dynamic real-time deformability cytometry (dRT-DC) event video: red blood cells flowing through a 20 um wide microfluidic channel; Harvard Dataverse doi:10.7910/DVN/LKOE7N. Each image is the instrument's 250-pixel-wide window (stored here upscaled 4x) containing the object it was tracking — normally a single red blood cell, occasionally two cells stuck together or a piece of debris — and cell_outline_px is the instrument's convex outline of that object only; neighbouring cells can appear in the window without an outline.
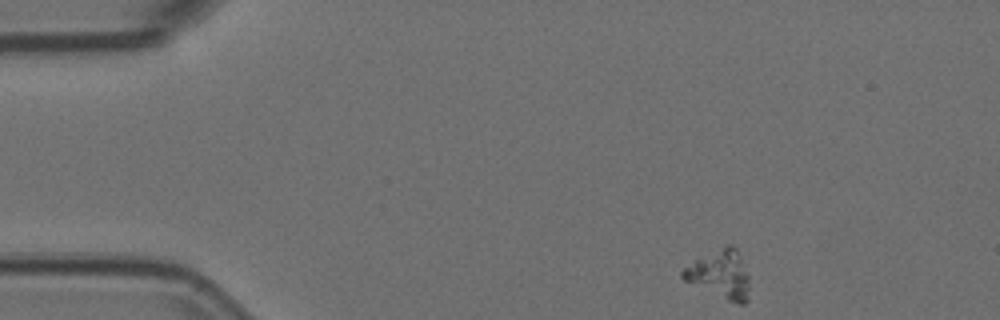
{"species": "Egyptian fruit bat (a non-hibernating species)", "species_latin": "Rousettus aegyptiacus", "temperature_condition": "room temperature", "stored_images_in_passage": 49, "camera_frame_rate_fps": 3000, "um_per_image_px": 0.085, "animal": {"sex": "female"}, "frame": {"image": 1, "passage_image": 1, "time_ms": 0.0, "image_size_px": [1000, 320], "cell_outline_px": [[748, 300], [744, 304], [740, 304], [728, 300], [684, 280], [680, 276], [680, 272], [684, 268], [696, 260], [728, 244], [732, 244], [736, 248], [740, 256], [748, 276]], "centroid_in_image_um": [61.22, 23.32], "position_along_channel_um": 23.8, "area_um2": 18.15}}
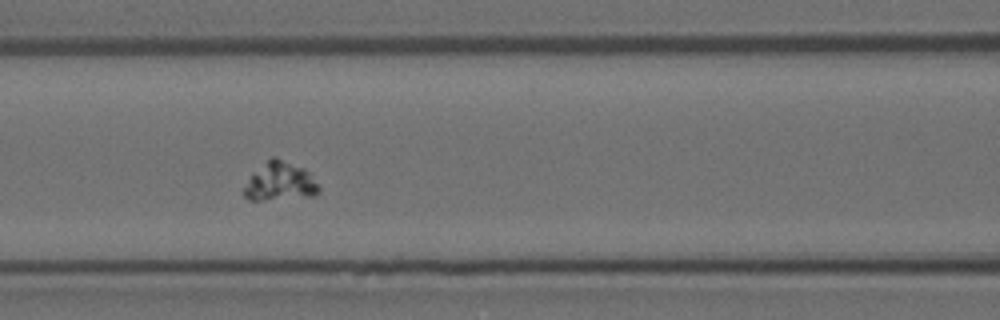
{"frame": {"image": 2, "passage_image": 17, "time_ms": 5.333, "image_size_px": [1000, 320], "cell_outline_px": [[320, 192], [316, 196], [264, 200], [248, 200], [244, 196], [244, 188], [252, 172], [272, 156], [276, 156], [304, 168], [308, 172], [320, 188]], "centroid_in_image_um": [23.79, 15.43], "position_along_channel_um": 142.8, "area_um2": 16.94}}
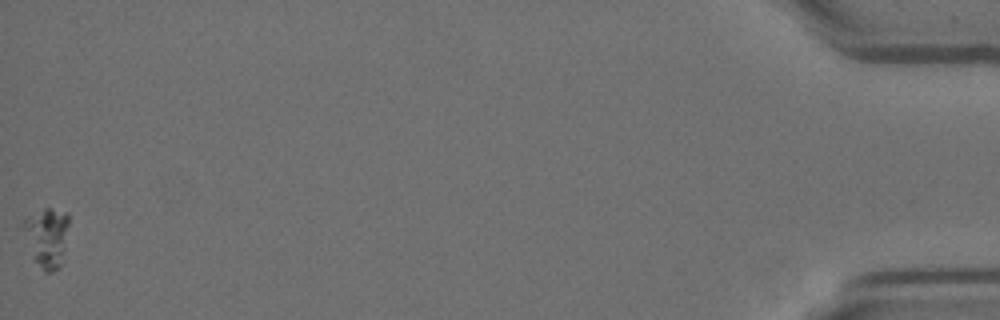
{"frame": {"image": 3, "passage_image": 49, "time_ms": 16.0, "image_size_px": [1000, 320], "cell_outline_px": [[68, 224], [64, 248], [60, 264], [52, 272], [44, 272], [36, 260], [24, 228], [24, 220], [44, 208], [48, 208], [68, 212]], "centroid_in_image_um": [4.04, 20.12], "position_along_channel_um": 431.2, "area_um2": 14.68}}